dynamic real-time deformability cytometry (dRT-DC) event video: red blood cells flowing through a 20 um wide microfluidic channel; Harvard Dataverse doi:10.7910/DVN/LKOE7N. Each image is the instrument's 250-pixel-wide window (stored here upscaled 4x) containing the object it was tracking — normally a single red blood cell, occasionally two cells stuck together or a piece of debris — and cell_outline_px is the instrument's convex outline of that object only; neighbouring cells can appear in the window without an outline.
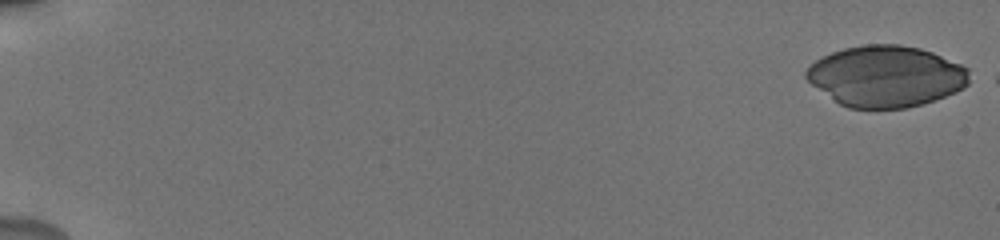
{"species": "human", "species_latin": "Homo sapiens", "temperature_condition": "cold", "stored_images_in_passage": 9, "camera_frame_rate_fps": 3000, "um_per_image_px": 0.085, "donor": {"sex": "male"}, "frame": {"image": 1, "passage_image": 1, "time_ms": 0.0, "image_size_px": [1000, 240], "cell_outline_px": [[968, 84], [964, 88], [956, 92], [908, 108], [848, 108], [840, 104], [812, 84], [804, 76], [804, 72], [816, 60], [832, 52], [844, 48], [864, 44], [900, 44], [920, 48], [932, 52], [960, 64], [968, 68]], "centroid_in_image_um": [75.31, 6.47], "position_along_channel_um": 9.7, "area_um2": 57.8}}